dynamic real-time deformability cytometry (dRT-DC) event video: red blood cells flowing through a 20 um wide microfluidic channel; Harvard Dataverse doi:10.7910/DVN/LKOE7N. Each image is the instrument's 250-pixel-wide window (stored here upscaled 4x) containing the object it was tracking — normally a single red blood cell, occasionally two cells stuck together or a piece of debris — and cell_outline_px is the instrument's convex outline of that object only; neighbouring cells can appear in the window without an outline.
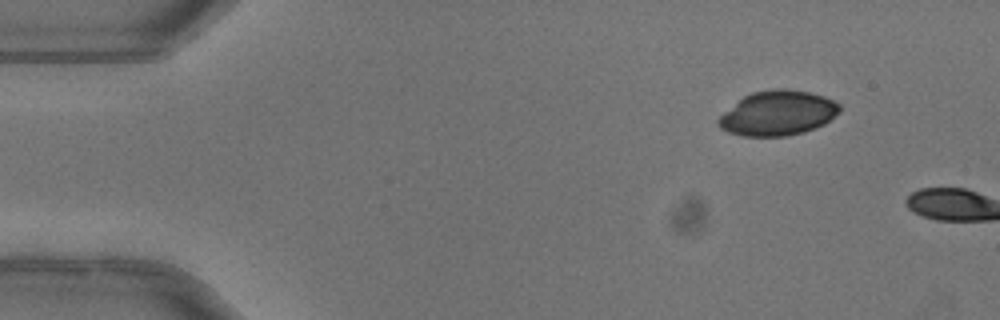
{"species": "common noctule bat (a hibernating species)", "species_latin": "Nyctalus noctula", "temperature_condition": "warm", "stored_images_in_passage": 3, "camera_frame_rate_fps": 3000, "um_per_image_px": 0.085, "animal": {"sex": "female"}, "frame": {"image": 1, "passage_image": 1, "time_ms": 0.0, "image_size_px": [1000, 320], "cell_outline_px": [[840, 112], [824, 124], [804, 132], [788, 136], [740, 136], [728, 132], [720, 128], [716, 124], [716, 120], [724, 112], [744, 96], [752, 92], [772, 88], [784, 88], [808, 92], [824, 96], [840, 104]], "centroid_in_image_um": [66.09, 9.62], "position_along_channel_um": 18.9, "area_um2": 31.73}}